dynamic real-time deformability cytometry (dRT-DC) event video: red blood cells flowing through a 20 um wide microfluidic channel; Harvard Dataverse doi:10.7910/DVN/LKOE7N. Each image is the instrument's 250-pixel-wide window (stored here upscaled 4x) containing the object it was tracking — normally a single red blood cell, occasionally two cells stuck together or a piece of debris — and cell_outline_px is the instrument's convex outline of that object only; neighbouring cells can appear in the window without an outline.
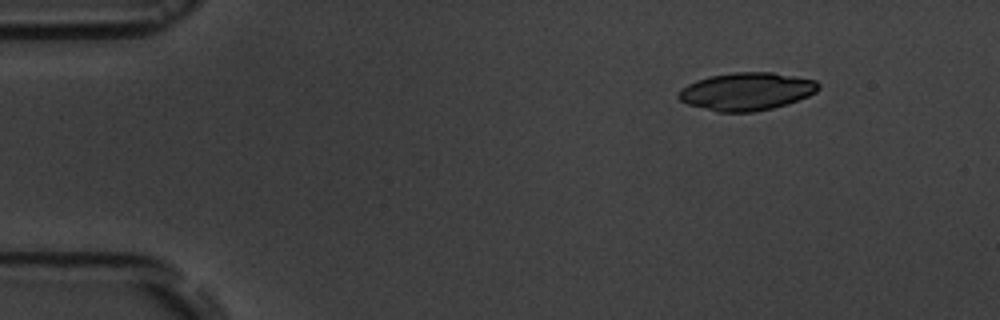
{"species": "common noctule bat (a hibernating species)", "species_latin": "Nyctalus noctula", "temperature_condition": "room temperature", "stored_images_in_passage": 7, "camera_frame_rate_fps": 3000, "um_per_image_px": 0.085, "animal": {"sex": "male", "body_mass_g": 19.5, "forearm_length_mm": 54.6}, "frame": {"image": 1, "passage_image": 1, "time_ms": 0.0, "image_size_px": [1000, 320], "cell_outline_px": [[820, 88], [816, 92], [808, 96], [788, 104], [772, 108], [752, 112], [720, 112], [688, 104], [680, 100], [676, 96], [680, 88], [696, 80], [712, 76], [732, 72], [772, 72], [816, 80], [820, 84]], "centroid_in_image_um": [63.47, 7.77], "position_along_channel_um": 21.5, "area_um2": 30.81}}